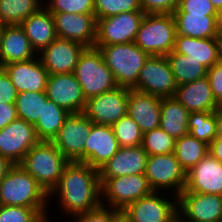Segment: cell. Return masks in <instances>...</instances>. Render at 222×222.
I'll return each instance as SVG.
<instances>
[{
	"mask_svg": "<svg viewBox=\"0 0 222 222\" xmlns=\"http://www.w3.org/2000/svg\"><path fill=\"white\" fill-rule=\"evenodd\" d=\"M53 197L54 202L58 201L56 206H59L62 216L66 214V218L73 219L98 208L102 205L99 171L84 162H69L58 184L49 193V204Z\"/></svg>",
	"mask_w": 222,
	"mask_h": 222,
	"instance_id": "6da1fadb",
	"label": "cell"
},
{
	"mask_svg": "<svg viewBox=\"0 0 222 222\" xmlns=\"http://www.w3.org/2000/svg\"><path fill=\"white\" fill-rule=\"evenodd\" d=\"M0 205L50 209L49 194L20 164H13L0 180Z\"/></svg>",
	"mask_w": 222,
	"mask_h": 222,
	"instance_id": "7a4b0ae2",
	"label": "cell"
},
{
	"mask_svg": "<svg viewBox=\"0 0 222 222\" xmlns=\"http://www.w3.org/2000/svg\"><path fill=\"white\" fill-rule=\"evenodd\" d=\"M69 162L51 141H40L26 153L20 165L49 194L58 184L63 170Z\"/></svg>",
	"mask_w": 222,
	"mask_h": 222,
	"instance_id": "3957f363",
	"label": "cell"
},
{
	"mask_svg": "<svg viewBox=\"0 0 222 222\" xmlns=\"http://www.w3.org/2000/svg\"><path fill=\"white\" fill-rule=\"evenodd\" d=\"M176 35L173 14H145L134 43L149 56H167L174 50Z\"/></svg>",
	"mask_w": 222,
	"mask_h": 222,
	"instance_id": "277c9868",
	"label": "cell"
},
{
	"mask_svg": "<svg viewBox=\"0 0 222 222\" xmlns=\"http://www.w3.org/2000/svg\"><path fill=\"white\" fill-rule=\"evenodd\" d=\"M94 47L101 51L106 65L113 72L117 85L130 89L137 84L140 70L150 57L134 42Z\"/></svg>",
	"mask_w": 222,
	"mask_h": 222,
	"instance_id": "5b68a950",
	"label": "cell"
},
{
	"mask_svg": "<svg viewBox=\"0 0 222 222\" xmlns=\"http://www.w3.org/2000/svg\"><path fill=\"white\" fill-rule=\"evenodd\" d=\"M74 74L86 100L118 87L113 72L108 68L101 51L96 47L84 49L80 54Z\"/></svg>",
	"mask_w": 222,
	"mask_h": 222,
	"instance_id": "8992f818",
	"label": "cell"
},
{
	"mask_svg": "<svg viewBox=\"0 0 222 222\" xmlns=\"http://www.w3.org/2000/svg\"><path fill=\"white\" fill-rule=\"evenodd\" d=\"M103 206L124 210L129 204L150 195L151 189L145 174L118 177H99Z\"/></svg>",
	"mask_w": 222,
	"mask_h": 222,
	"instance_id": "52a82bcc",
	"label": "cell"
},
{
	"mask_svg": "<svg viewBox=\"0 0 222 222\" xmlns=\"http://www.w3.org/2000/svg\"><path fill=\"white\" fill-rule=\"evenodd\" d=\"M145 175L153 191L178 197L185 189L186 172L174 153L148 155Z\"/></svg>",
	"mask_w": 222,
	"mask_h": 222,
	"instance_id": "ba28073f",
	"label": "cell"
},
{
	"mask_svg": "<svg viewBox=\"0 0 222 222\" xmlns=\"http://www.w3.org/2000/svg\"><path fill=\"white\" fill-rule=\"evenodd\" d=\"M169 195L166 192L153 191L129 204L121 212L131 222H174L178 215L177 196Z\"/></svg>",
	"mask_w": 222,
	"mask_h": 222,
	"instance_id": "9c48e42d",
	"label": "cell"
},
{
	"mask_svg": "<svg viewBox=\"0 0 222 222\" xmlns=\"http://www.w3.org/2000/svg\"><path fill=\"white\" fill-rule=\"evenodd\" d=\"M177 83L166 56H150L140 70L134 90L161 98L174 97Z\"/></svg>",
	"mask_w": 222,
	"mask_h": 222,
	"instance_id": "30bf717a",
	"label": "cell"
},
{
	"mask_svg": "<svg viewBox=\"0 0 222 222\" xmlns=\"http://www.w3.org/2000/svg\"><path fill=\"white\" fill-rule=\"evenodd\" d=\"M93 122L83 113H70L51 141L70 161L84 162L85 142Z\"/></svg>",
	"mask_w": 222,
	"mask_h": 222,
	"instance_id": "8fae6325",
	"label": "cell"
},
{
	"mask_svg": "<svg viewBox=\"0 0 222 222\" xmlns=\"http://www.w3.org/2000/svg\"><path fill=\"white\" fill-rule=\"evenodd\" d=\"M144 11H129L97 20L95 46L135 42Z\"/></svg>",
	"mask_w": 222,
	"mask_h": 222,
	"instance_id": "7c38bea8",
	"label": "cell"
},
{
	"mask_svg": "<svg viewBox=\"0 0 222 222\" xmlns=\"http://www.w3.org/2000/svg\"><path fill=\"white\" fill-rule=\"evenodd\" d=\"M130 88L118 86L114 90L86 100L83 113L94 123L112 126L127 114Z\"/></svg>",
	"mask_w": 222,
	"mask_h": 222,
	"instance_id": "4fadbf2b",
	"label": "cell"
},
{
	"mask_svg": "<svg viewBox=\"0 0 222 222\" xmlns=\"http://www.w3.org/2000/svg\"><path fill=\"white\" fill-rule=\"evenodd\" d=\"M39 142L34 125L17 118L0 130V156L12 164H20L26 153Z\"/></svg>",
	"mask_w": 222,
	"mask_h": 222,
	"instance_id": "5bb4252c",
	"label": "cell"
},
{
	"mask_svg": "<svg viewBox=\"0 0 222 222\" xmlns=\"http://www.w3.org/2000/svg\"><path fill=\"white\" fill-rule=\"evenodd\" d=\"M177 212L178 221L222 222V196L181 192Z\"/></svg>",
	"mask_w": 222,
	"mask_h": 222,
	"instance_id": "9a60e30c",
	"label": "cell"
},
{
	"mask_svg": "<svg viewBox=\"0 0 222 222\" xmlns=\"http://www.w3.org/2000/svg\"><path fill=\"white\" fill-rule=\"evenodd\" d=\"M45 92L48 99L69 113H81L85 109L86 98L74 73L49 75Z\"/></svg>",
	"mask_w": 222,
	"mask_h": 222,
	"instance_id": "2e32d148",
	"label": "cell"
},
{
	"mask_svg": "<svg viewBox=\"0 0 222 222\" xmlns=\"http://www.w3.org/2000/svg\"><path fill=\"white\" fill-rule=\"evenodd\" d=\"M85 48L79 42L57 37L38 57L49 75L74 73L80 54Z\"/></svg>",
	"mask_w": 222,
	"mask_h": 222,
	"instance_id": "e0dca14e",
	"label": "cell"
},
{
	"mask_svg": "<svg viewBox=\"0 0 222 222\" xmlns=\"http://www.w3.org/2000/svg\"><path fill=\"white\" fill-rule=\"evenodd\" d=\"M58 38L68 39L94 47L97 37V19L94 14L52 13Z\"/></svg>",
	"mask_w": 222,
	"mask_h": 222,
	"instance_id": "ac0fdd59",
	"label": "cell"
},
{
	"mask_svg": "<svg viewBox=\"0 0 222 222\" xmlns=\"http://www.w3.org/2000/svg\"><path fill=\"white\" fill-rule=\"evenodd\" d=\"M182 192L222 196V163L208 153L186 173V185Z\"/></svg>",
	"mask_w": 222,
	"mask_h": 222,
	"instance_id": "d6986e66",
	"label": "cell"
},
{
	"mask_svg": "<svg viewBox=\"0 0 222 222\" xmlns=\"http://www.w3.org/2000/svg\"><path fill=\"white\" fill-rule=\"evenodd\" d=\"M119 148L118 140L111 126L93 123L85 142L84 163L99 171Z\"/></svg>",
	"mask_w": 222,
	"mask_h": 222,
	"instance_id": "ffe728a7",
	"label": "cell"
},
{
	"mask_svg": "<svg viewBox=\"0 0 222 222\" xmlns=\"http://www.w3.org/2000/svg\"><path fill=\"white\" fill-rule=\"evenodd\" d=\"M3 68L10 76L18 93L45 91L49 74L39 57L12 62L4 65Z\"/></svg>",
	"mask_w": 222,
	"mask_h": 222,
	"instance_id": "44dd1931",
	"label": "cell"
},
{
	"mask_svg": "<svg viewBox=\"0 0 222 222\" xmlns=\"http://www.w3.org/2000/svg\"><path fill=\"white\" fill-rule=\"evenodd\" d=\"M161 99L130 89L127 114L138 124L143 134L160 127Z\"/></svg>",
	"mask_w": 222,
	"mask_h": 222,
	"instance_id": "7402d4cb",
	"label": "cell"
},
{
	"mask_svg": "<svg viewBox=\"0 0 222 222\" xmlns=\"http://www.w3.org/2000/svg\"><path fill=\"white\" fill-rule=\"evenodd\" d=\"M148 153L142 145L120 147L116 154L99 170V177H118L145 174Z\"/></svg>",
	"mask_w": 222,
	"mask_h": 222,
	"instance_id": "603a6c76",
	"label": "cell"
},
{
	"mask_svg": "<svg viewBox=\"0 0 222 222\" xmlns=\"http://www.w3.org/2000/svg\"><path fill=\"white\" fill-rule=\"evenodd\" d=\"M38 57L20 25L4 26L0 36V67Z\"/></svg>",
	"mask_w": 222,
	"mask_h": 222,
	"instance_id": "cb8c5ba5",
	"label": "cell"
},
{
	"mask_svg": "<svg viewBox=\"0 0 222 222\" xmlns=\"http://www.w3.org/2000/svg\"><path fill=\"white\" fill-rule=\"evenodd\" d=\"M174 51L199 61L208 69L222 60V41L218 38H192L176 35Z\"/></svg>",
	"mask_w": 222,
	"mask_h": 222,
	"instance_id": "d4e9b609",
	"label": "cell"
},
{
	"mask_svg": "<svg viewBox=\"0 0 222 222\" xmlns=\"http://www.w3.org/2000/svg\"><path fill=\"white\" fill-rule=\"evenodd\" d=\"M174 98L190 113L215 112L220 106L213 95L207 76L177 86Z\"/></svg>",
	"mask_w": 222,
	"mask_h": 222,
	"instance_id": "484cf974",
	"label": "cell"
},
{
	"mask_svg": "<svg viewBox=\"0 0 222 222\" xmlns=\"http://www.w3.org/2000/svg\"><path fill=\"white\" fill-rule=\"evenodd\" d=\"M20 26L37 54L58 37L52 13L45 6L25 19Z\"/></svg>",
	"mask_w": 222,
	"mask_h": 222,
	"instance_id": "4316f807",
	"label": "cell"
},
{
	"mask_svg": "<svg viewBox=\"0 0 222 222\" xmlns=\"http://www.w3.org/2000/svg\"><path fill=\"white\" fill-rule=\"evenodd\" d=\"M190 112L174 97L161 99L160 128L174 139L189 133Z\"/></svg>",
	"mask_w": 222,
	"mask_h": 222,
	"instance_id": "83f0119b",
	"label": "cell"
},
{
	"mask_svg": "<svg viewBox=\"0 0 222 222\" xmlns=\"http://www.w3.org/2000/svg\"><path fill=\"white\" fill-rule=\"evenodd\" d=\"M178 35L192 38H217L215 16L173 13Z\"/></svg>",
	"mask_w": 222,
	"mask_h": 222,
	"instance_id": "f1b7e54d",
	"label": "cell"
},
{
	"mask_svg": "<svg viewBox=\"0 0 222 222\" xmlns=\"http://www.w3.org/2000/svg\"><path fill=\"white\" fill-rule=\"evenodd\" d=\"M69 114L64 108L47 99L46 103H43L42 116L34 124L40 141H52Z\"/></svg>",
	"mask_w": 222,
	"mask_h": 222,
	"instance_id": "f546056e",
	"label": "cell"
},
{
	"mask_svg": "<svg viewBox=\"0 0 222 222\" xmlns=\"http://www.w3.org/2000/svg\"><path fill=\"white\" fill-rule=\"evenodd\" d=\"M209 153V145L190 133L176 140L174 155L187 173Z\"/></svg>",
	"mask_w": 222,
	"mask_h": 222,
	"instance_id": "4dcf8cb0",
	"label": "cell"
},
{
	"mask_svg": "<svg viewBox=\"0 0 222 222\" xmlns=\"http://www.w3.org/2000/svg\"><path fill=\"white\" fill-rule=\"evenodd\" d=\"M166 57L178 86L207 76L208 68L199 61L186 58L185 55L178 54L174 50Z\"/></svg>",
	"mask_w": 222,
	"mask_h": 222,
	"instance_id": "1f68e13d",
	"label": "cell"
},
{
	"mask_svg": "<svg viewBox=\"0 0 222 222\" xmlns=\"http://www.w3.org/2000/svg\"><path fill=\"white\" fill-rule=\"evenodd\" d=\"M45 0H0V22L20 25L25 19L44 6Z\"/></svg>",
	"mask_w": 222,
	"mask_h": 222,
	"instance_id": "d6a6232c",
	"label": "cell"
},
{
	"mask_svg": "<svg viewBox=\"0 0 222 222\" xmlns=\"http://www.w3.org/2000/svg\"><path fill=\"white\" fill-rule=\"evenodd\" d=\"M47 99L45 91L18 93L15 101L18 118L34 125L42 116L43 103Z\"/></svg>",
	"mask_w": 222,
	"mask_h": 222,
	"instance_id": "836d02e7",
	"label": "cell"
},
{
	"mask_svg": "<svg viewBox=\"0 0 222 222\" xmlns=\"http://www.w3.org/2000/svg\"><path fill=\"white\" fill-rule=\"evenodd\" d=\"M216 127V112H191L189 114V133L208 145L216 137Z\"/></svg>",
	"mask_w": 222,
	"mask_h": 222,
	"instance_id": "e575fe53",
	"label": "cell"
},
{
	"mask_svg": "<svg viewBox=\"0 0 222 222\" xmlns=\"http://www.w3.org/2000/svg\"><path fill=\"white\" fill-rule=\"evenodd\" d=\"M111 127L120 147L142 145L143 133L138 124L128 114L120 118Z\"/></svg>",
	"mask_w": 222,
	"mask_h": 222,
	"instance_id": "d590c367",
	"label": "cell"
},
{
	"mask_svg": "<svg viewBox=\"0 0 222 222\" xmlns=\"http://www.w3.org/2000/svg\"><path fill=\"white\" fill-rule=\"evenodd\" d=\"M176 139L162 128H156L143 134L142 147L148 155L174 153Z\"/></svg>",
	"mask_w": 222,
	"mask_h": 222,
	"instance_id": "8d00e7d4",
	"label": "cell"
},
{
	"mask_svg": "<svg viewBox=\"0 0 222 222\" xmlns=\"http://www.w3.org/2000/svg\"><path fill=\"white\" fill-rule=\"evenodd\" d=\"M143 11L140 0H94V16L101 19L123 12Z\"/></svg>",
	"mask_w": 222,
	"mask_h": 222,
	"instance_id": "74e56055",
	"label": "cell"
},
{
	"mask_svg": "<svg viewBox=\"0 0 222 222\" xmlns=\"http://www.w3.org/2000/svg\"><path fill=\"white\" fill-rule=\"evenodd\" d=\"M48 208H27L0 205V222H34L40 215L49 214Z\"/></svg>",
	"mask_w": 222,
	"mask_h": 222,
	"instance_id": "f35d334b",
	"label": "cell"
},
{
	"mask_svg": "<svg viewBox=\"0 0 222 222\" xmlns=\"http://www.w3.org/2000/svg\"><path fill=\"white\" fill-rule=\"evenodd\" d=\"M51 13L94 14V0H46Z\"/></svg>",
	"mask_w": 222,
	"mask_h": 222,
	"instance_id": "ab89813d",
	"label": "cell"
},
{
	"mask_svg": "<svg viewBox=\"0 0 222 222\" xmlns=\"http://www.w3.org/2000/svg\"><path fill=\"white\" fill-rule=\"evenodd\" d=\"M121 213V211L101 205L94 210L75 216L71 222H115Z\"/></svg>",
	"mask_w": 222,
	"mask_h": 222,
	"instance_id": "60d3db41",
	"label": "cell"
},
{
	"mask_svg": "<svg viewBox=\"0 0 222 222\" xmlns=\"http://www.w3.org/2000/svg\"><path fill=\"white\" fill-rule=\"evenodd\" d=\"M173 13H191L205 16H215L216 8L210 0H182Z\"/></svg>",
	"mask_w": 222,
	"mask_h": 222,
	"instance_id": "b9f144b4",
	"label": "cell"
},
{
	"mask_svg": "<svg viewBox=\"0 0 222 222\" xmlns=\"http://www.w3.org/2000/svg\"><path fill=\"white\" fill-rule=\"evenodd\" d=\"M145 14H173L178 7L177 0H140Z\"/></svg>",
	"mask_w": 222,
	"mask_h": 222,
	"instance_id": "7bdbcfd3",
	"label": "cell"
},
{
	"mask_svg": "<svg viewBox=\"0 0 222 222\" xmlns=\"http://www.w3.org/2000/svg\"><path fill=\"white\" fill-rule=\"evenodd\" d=\"M17 94L10 76L3 67H0V104H15Z\"/></svg>",
	"mask_w": 222,
	"mask_h": 222,
	"instance_id": "ee69618b",
	"label": "cell"
},
{
	"mask_svg": "<svg viewBox=\"0 0 222 222\" xmlns=\"http://www.w3.org/2000/svg\"><path fill=\"white\" fill-rule=\"evenodd\" d=\"M207 78L216 101L222 105V60L208 69Z\"/></svg>",
	"mask_w": 222,
	"mask_h": 222,
	"instance_id": "f6af8a7d",
	"label": "cell"
},
{
	"mask_svg": "<svg viewBox=\"0 0 222 222\" xmlns=\"http://www.w3.org/2000/svg\"><path fill=\"white\" fill-rule=\"evenodd\" d=\"M17 118L15 104H0V130Z\"/></svg>",
	"mask_w": 222,
	"mask_h": 222,
	"instance_id": "bcb514c9",
	"label": "cell"
},
{
	"mask_svg": "<svg viewBox=\"0 0 222 222\" xmlns=\"http://www.w3.org/2000/svg\"><path fill=\"white\" fill-rule=\"evenodd\" d=\"M209 153L222 163V139L214 138L209 145Z\"/></svg>",
	"mask_w": 222,
	"mask_h": 222,
	"instance_id": "7dc6e473",
	"label": "cell"
},
{
	"mask_svg": "<svg viewBox=\"0 0 222 222\" xmlns=\"http://www.w3.org/2000/svg\"><path fill=\"white\" fill-rule=\"evenodd\" d=\"M215 29L217 38L222 41V9L217 10L215 15Z\"/></svg>",
	"mask_w": 222,
	"mask_h": 222,
	"instance_id": "c3c4849f",
	"label": "cell"
},
{
	"mask_svg": "<svg viewBox=\"0 0 222 222\" xmlns=\"http://www.w3.org/2000/svg\"><path fill=\"white\" fill-rule=\"evenodd\" d=\"M215 112H216V121H217L215 138L222 139V105H220Z\"/></svg>",
	"mask_w": 222,
	"mask_h": 222,
	"instance_id": "681fc988",
	"label": "cell"
},
{
	"mask_svg": "<svg viewBox=\"0 0 222 222\" xmlns=\"http://www.w3.org/2000/svg\"><path fill=\"white\" fill-rule=\"evenodd\" d=\"M12 165L7 158L0 156V180L7 174Z\"/></svg>",
	"mask_w": 222,
	"mask_h": 222,
	"instance_id": "f907efd6",
	"label": "cell"
},
{
	"mask_svg": "<svg viewBox=\"0 0 222 222\" xmlns=\"http://www.w3.org/2000/svg\"><path fill=\"white\" fill-rule=\"evenodd\" d=\"M50 215L51 214H42L34 222H50V220H53Z\"/></svg>",
	"mask_w": 222,
	"mask_h": 222,
	"instance_id": "816d5d0a",
	"label": "cell"
},
{
	"mask_svg": "<svg viewBox=\"0 0 222 222\" xmlns=\"http://www.w3.org/2000/svg\"><path fill=\"white\" fill-rule=\"evenodd\" d=\"M216 10L222 9V0H210Z\"/></svg>",
	"mask_w": 222,
	"mask_h": 222,
	"instance_id": "f5cc1de1",
	"label": "cell"
},
{
	"mask_svg": "<svg viewBox=\"0 0 222 222\" xmlns=\"http://www.w3.org/2000/svg\"><path fill=\"white\" fill-rule=\"evenodd\" d=\"M115 222H131L125 215L122 213L116 218Z\"/></svg>",
	"mask_w": 222,
	"mask_h": 222,
	"instance_id": "db71d44e",
	"label": "cell"
},
{
	"mask_svg": "<svg viewBox=\"0 0 222 222\" xmlns=\"http://www.w3.org/2000/svg\"><path fill=\"white\" fill-rule=\"evenodd\" d=\"M3 28H4V25L0 22V36H1Z\"/></svg>",
	"mask_w": 222,
	"mask_h": 222,
	"instance_id": "11a10c76",
	"label": "cell"
},
{
	"mask_svg": "<svg viewBox=\"0 0 222 222\" xmlns=\"http://www.w3.org/2000/svg\"><path fill=\"white\" fill-rule=\"evenodd\" d=\"M178 222H194V221H178Z\"/></svg>",
	"mask_w": 222,
	"mask_h": 222,
	"instance_id": "9f6ffc18",
	"label": "cell"
}]
</instances>
